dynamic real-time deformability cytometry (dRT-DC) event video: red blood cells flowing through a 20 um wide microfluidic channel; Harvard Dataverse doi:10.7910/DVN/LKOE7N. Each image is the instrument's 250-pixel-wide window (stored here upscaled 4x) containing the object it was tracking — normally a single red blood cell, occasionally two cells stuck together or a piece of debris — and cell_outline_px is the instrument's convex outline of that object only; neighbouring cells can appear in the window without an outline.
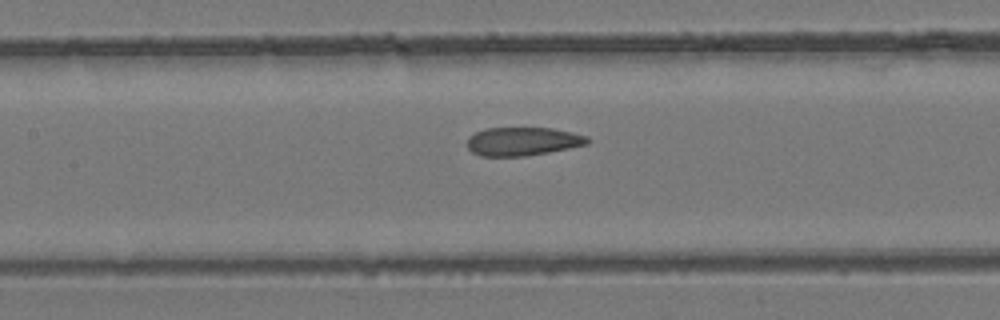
{"species": "common noctule bat (a hibernating species)", "species_latin": "Nyctalus noctula", "temperature_condition": "room temperature", "stored_images_in_passage": 7, "segment_of_instrument_passage": [2, 2], "camera_frame_rate_fps": 3000, "um_per_image_px": 0.085, "animal": {"sex": "female", "body_mass_g": 24.6, "forearm_length_mm": 56.2}, "frame": {"image": 1, "passage_image": 7, "time_ms": 2.0, "image_size_px": [1000, 320], "cell_outline_px": [[592, 140], [588, 144], [548, 152], [524, 156], [480, 156], [472, 152], [468, 148], [468, 136], [484, 128], [552, 128], [572, 132], [588, 136]], "centroid_in_image_um": [44.44, 12.01], "position_along_channel_um": 163.0, "area_um2": 20.0}}